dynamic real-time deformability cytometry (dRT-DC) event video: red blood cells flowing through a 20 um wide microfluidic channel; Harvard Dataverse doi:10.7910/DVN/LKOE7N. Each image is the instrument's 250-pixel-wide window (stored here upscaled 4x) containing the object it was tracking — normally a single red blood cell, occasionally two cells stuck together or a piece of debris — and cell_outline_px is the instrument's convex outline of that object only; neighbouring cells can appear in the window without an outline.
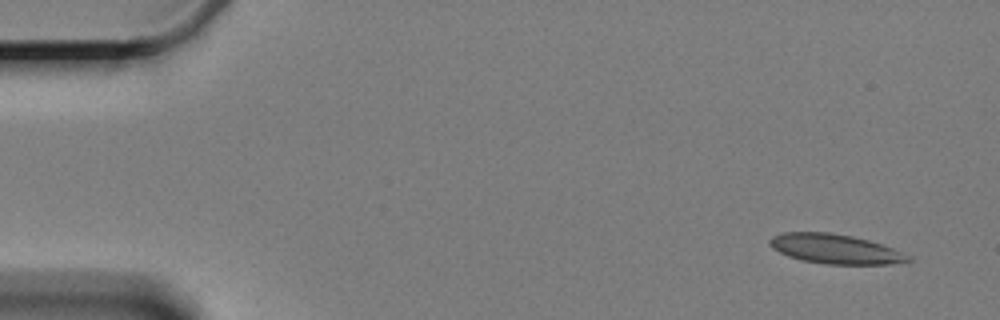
{"species": "Egyptian fruit bat (a non-hibernating species)", "species_latin": "Rousettus aegyptiacus", "temperature_condition": "cold", "stored_images_in_passage": 5, "camera_frame_rate_fps": 3000, "um_per_image_px": 0.085, "animal": {"sex": "female"}, "frame": {"image": 1, "passage_image": 1, "time_ms": 0.0, "image_size_px": [1000, 320], "cell_outline_px": [[916, 260], [888, 264], [824, 264], [800, 260], [788, 256], [772, 248], [768, 244], [768, 240], [772, 236], [784, 232], [828, 232], [852, 236], [868, 240], [892, 248]], "centroid_in_image_um": [70.94, 21.16], "position_along_channel_um": 14.1, "area_um2": 23.76}}